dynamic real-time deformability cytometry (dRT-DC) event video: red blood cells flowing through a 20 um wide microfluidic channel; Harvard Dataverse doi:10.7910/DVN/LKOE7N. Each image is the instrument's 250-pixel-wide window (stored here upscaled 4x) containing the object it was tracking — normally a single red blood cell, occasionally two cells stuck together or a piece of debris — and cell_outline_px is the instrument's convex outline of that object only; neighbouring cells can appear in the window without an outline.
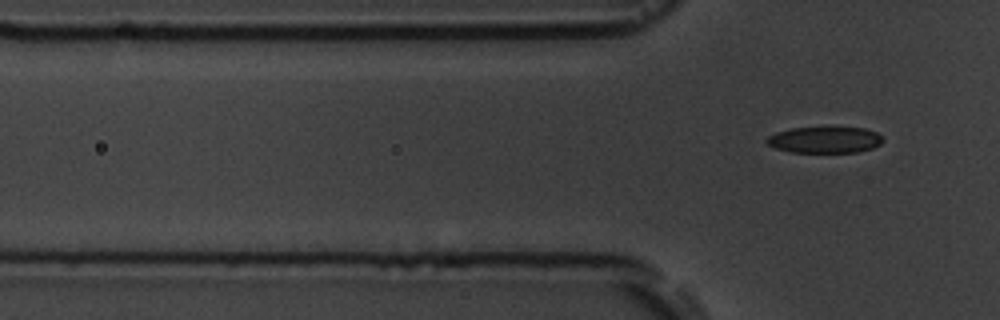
{"species": "common noctule bat (a hibernating species)", "species_latin": "Nyctalus noctula", "temperature_condition": "room temperature", "stored_images_in_passage": 6, "segment_of_instrument_passage": [2, 2], "camera_frame_rate_fps": 3000, "um_per_image_px": 0.085, "animal": {"sex": "male", "body_mass_g": 19.5, "forearm_length_mm": 54.6}, "frame": {"image": 1, "passage_image": 6, "time_ms": 6.0, "image_size_px": [1000, 320], "cell_outline_px": [[884, 140], [880, 144], [872, 148], [856, 152], [792, 152], [776, 148], [768, 144], [764, 140], [768, 136], [776, 132], [792, 128], [832, 124], [864, 128], [876, 132], [884, 136]], "centroid_in_image_um": [70.14, 11.83], "position_along_channel_um": 55.7, "area_um2": 18.73}}